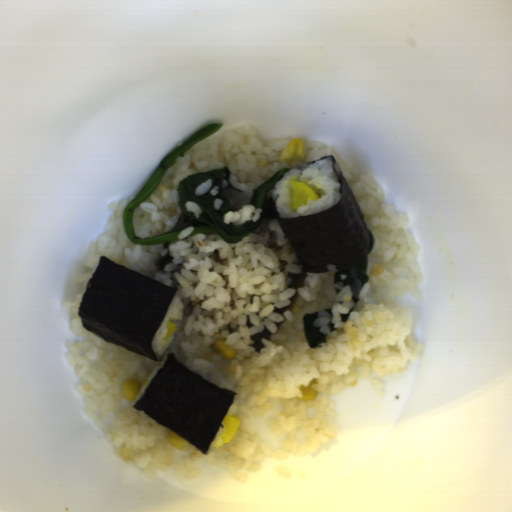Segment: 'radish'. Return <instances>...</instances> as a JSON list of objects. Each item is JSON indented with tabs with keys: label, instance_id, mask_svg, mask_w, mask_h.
Returning <instances> with one entry per match:
<instances>
[{
	"label": "radish",
	"instance_id": "49b2ee8c",
	"mask_svg": "<svg viewBox=\"0 0 512 512\" xmlns=\"http://www.w3.org/2000/svg\"><path fill=\"white\" fill-rule=\"evenodd\" d=\"M150 375H151V373H150ZM150 375L144 380V382H143V384L141 386V390L147 386V384L149 382V379H150Z\"/></svg>",
	"mask_w": 512,
	"mask_h": 512
},
{
	"label": "radish",
	"instance_id": "8e3532e8",
	"mask_svg": "<svg viewBox=\"0 0 512 512\" xmlns=\"http://www.w3.org/2000/svg\"><path fill=\"white\" fill-rule=\"evenodd\" d=\"M177 329V326L176 324H174L173 322H169L168 325H167V329H166V335L163 339H168L170 338L176 331Z\"/></svg>",
	"mask_w": 512,
	"mask_h": 512
},
{
	"label": "radish",
	"instance_id": "1f323893",
	"mask_svg": "<svg viewBox=\"0 0 512 512\" xmlns=\"http://www.w3.org/2000/svg\"><path fill=\"white\" fill-rule=\"evenodd\" d=\"M290 186L292 188L291 200L293 209L307 204L308 201L320 199V195L317 194L306 183L294 180L291 181Z\"/></svg>",
	"mask_w": 512,
	"mask_h": 512
}]
</instances>
